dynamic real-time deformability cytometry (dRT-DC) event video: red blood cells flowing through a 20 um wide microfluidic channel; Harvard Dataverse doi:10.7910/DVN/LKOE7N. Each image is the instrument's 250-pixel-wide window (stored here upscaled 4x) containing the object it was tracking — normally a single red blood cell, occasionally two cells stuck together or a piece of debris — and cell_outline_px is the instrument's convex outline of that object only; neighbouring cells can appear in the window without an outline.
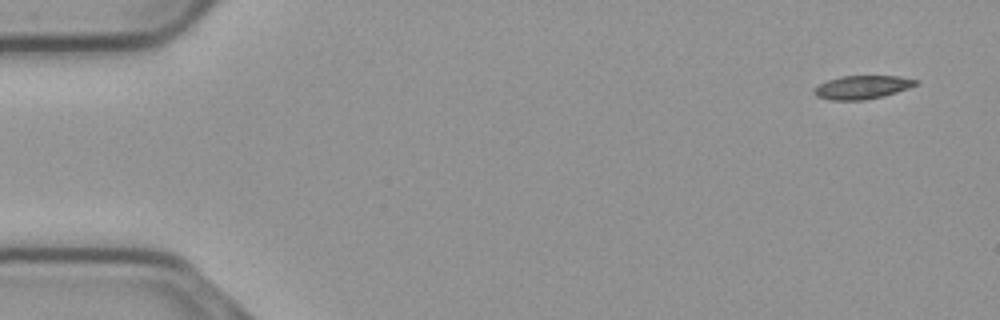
{"species": "common noctule bat (a hibernating species)", "species_latin": "Nyctalus noctula", "temperature_condition": "cold", "stored_images_in_passage": 53, "camera_frame_rate_fps": 3000, "um_per_image_px": 0.085, "animal": {"sex": "male", "body_mass_g": 23.1, "forearm_length_mm": 52.7}, "frame": {"image": 1, "passage_image": 1, "time_ms": 0.0, "image_size_px": [1000, 320], "cell_outline_px": [[920, 84], [884, 96], [864, 100], [828, 100], [816, 96], [812, 92], [812, 88], [816, 84], [840, 76], [900, 76], [920, 80]], "centroid_in_image_um": [73.26, 7.41], "position_along_channel_um": 11.7, "area_um2": 14.22}}
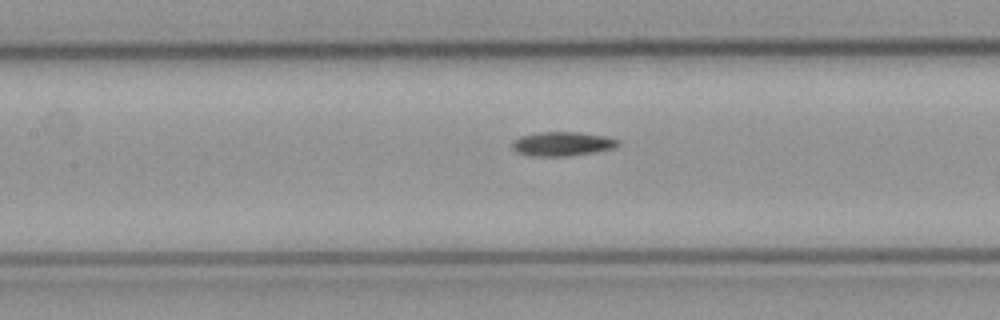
{"frame": {"image": 2, "passage_image": 23, "time_ms": 7.333, "image_size_px": [1000, 320], "cell_outline_px": [[620, 144], [616, 148], [596, 152], [568, 156], [528, 156], [516, 152], [512, 148], [512, 140], [520, 136], [536, 132], [580, 132], [604, 136], [620, 140]], "centroid_in_image_um": [47.79, 12.23], "position_along_channel_um": 159.6, "area_um2": 15.2}}
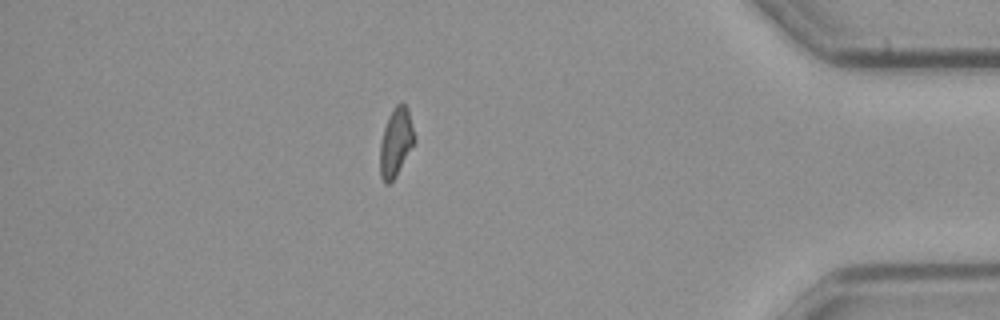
{"frame": {"image": 3, "passage_image": 46, "time_ms": 15.0, "image_size_px": [1000, 320], "cell_outline_px": [[416, 140], [396, 176], [388, 184], [384, 184], [380, 176], [380, 144], [384, 128], [388, 116], [392, 108], [396, 104], [404, 104], [408, 108]], "centroid_in_image_um": [33.64, 12.09], "position_along_channel_um": 401.6, "area_um2": 13.76}, "authors_computed_cell_mechanics": {"area_um2": 14.3344, "velocity_mm_per_s": 3.7222, "shape_relaxation_time_tau1_ms": null, "shape_relaxation_time_tau2_ms": 9.3444, "deformation_change_tau1": null, "deformation_change_tau2": 0.1718}}